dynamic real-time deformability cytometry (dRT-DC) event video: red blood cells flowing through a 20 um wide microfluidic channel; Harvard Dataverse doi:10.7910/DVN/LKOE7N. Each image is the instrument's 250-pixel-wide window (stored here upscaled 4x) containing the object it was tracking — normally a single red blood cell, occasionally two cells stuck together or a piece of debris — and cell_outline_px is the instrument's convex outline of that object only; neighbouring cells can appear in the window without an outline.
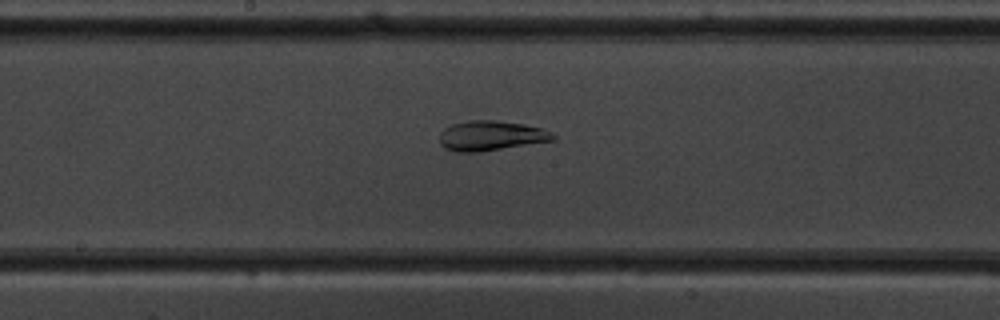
{"species": "common noctule bat (a hibernating species)", "species_latin": "Nyctalus noctula", "temperature_condition": "warm", "stored_images_in_passage": 39, "camera_frame_rate_fps": 3000, "um_per_image_px": 0.085, "animal": {"sex": "male", "body_mass_g": 19.5, "forearm_length_mm": 54.6}, "frame": {"image": 1, "passage_image": 15, "time_ms": 4.667, "image_size_px": [1000, 320], "cell_outline_px": [[556, 140], [480, 152], [456, 152], [444, 148], [440, 144], [440, 132], [444, 128], [452, 124], [468, 120], [496, 120], [524, 124], [544, 128], [552, 132], [556, 136]], "centroid_in_image_um": [41.75, 11.53], "position_along_channel_um": 206.4, "area_um2": 20.06}}
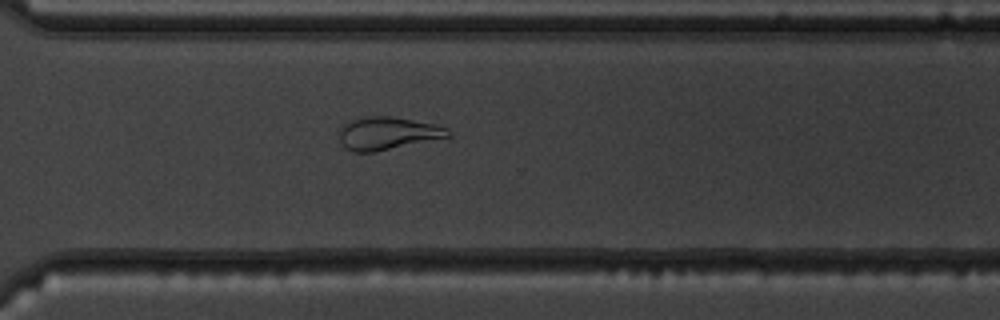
{"frame": {"image": 2, "passage_image": 25, "time_ms": 8.0, "image_size_px": [1000, 320], "cell_outline_px": [[452, 136], [376, 152], [352, 152], [344, 148], [336, 132], [344, 124], [352, 120], [368, 116], [392, 116], [436, 124], [444, 128]], "centroid_in_image_um": [32.88, 11.34], "position_along_channel_um": 337.7, "area_um2": 20.92}}
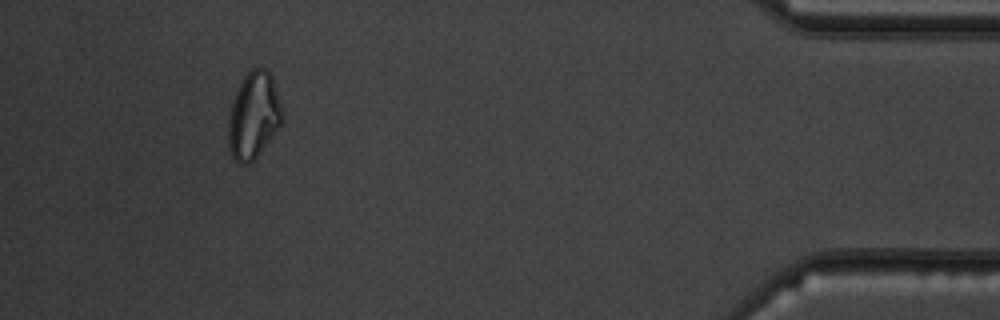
{"frame": {"image": 3, "passage_image": 35, "time_ms": 11.333, "image_size_px": [1000, 320], "cell_outline_px": [[284, 120], [256, 156], [248, 164], [240, 164], [232, 156], [228, 148], [228, 120], [232, 100], [240, 80], [252, 68], [268, 68], [272, 76], [284, 116]], "centroid_in_image_um": [21.54, 9.78], "position_along_channel_um": 413.7, "area_um2": 27.22}, "authors_computed_cell_mechanics": {"area_um2": 22.831, "velocity_mm_per_s": 3.9335, "shape_relaxation_time_tau1_ms": null, "shape_relaxation_time_tau2_ms": 5.0621, "deformation_change_tau1": null, "deformation_change_tau2": 0.0891}}